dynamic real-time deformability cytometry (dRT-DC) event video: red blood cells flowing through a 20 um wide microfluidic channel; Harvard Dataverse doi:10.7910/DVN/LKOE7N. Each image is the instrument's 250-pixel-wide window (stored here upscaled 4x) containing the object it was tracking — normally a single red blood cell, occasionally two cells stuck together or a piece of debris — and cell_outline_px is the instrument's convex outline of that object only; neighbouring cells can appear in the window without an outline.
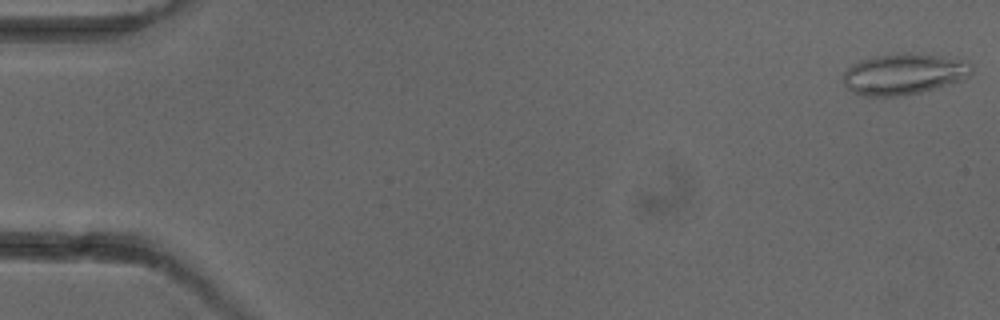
{"species": "common noctule bat (a hibernating species)", "species_latin": "Nyctalus noctula", "temperature_condition": "cold", "stored_images_in_passage": 4, "camera_frame_rate_fps": 3000, "um_per_image_px": 0.085, "animal": {"sex": "female"}, "frame": {"image": 1, "passage_image": 1, "time_ms": 0.0, "image_size_px": [1000, 320], "cell_outline_px": [[972, 72], [968, 76], [960, 80], [920, 92], [900, 96], [864, 96], [852, 92], [844, 84], [844, 72], [852, 64], [860, 60], [872, 56], [904, 52], [912, 52], [968, 60], [972, 64]], "centroid_in_image_um": [76.82, 6.27], "position_along_channel_um": 8.2, "area_um2": 30.81}}